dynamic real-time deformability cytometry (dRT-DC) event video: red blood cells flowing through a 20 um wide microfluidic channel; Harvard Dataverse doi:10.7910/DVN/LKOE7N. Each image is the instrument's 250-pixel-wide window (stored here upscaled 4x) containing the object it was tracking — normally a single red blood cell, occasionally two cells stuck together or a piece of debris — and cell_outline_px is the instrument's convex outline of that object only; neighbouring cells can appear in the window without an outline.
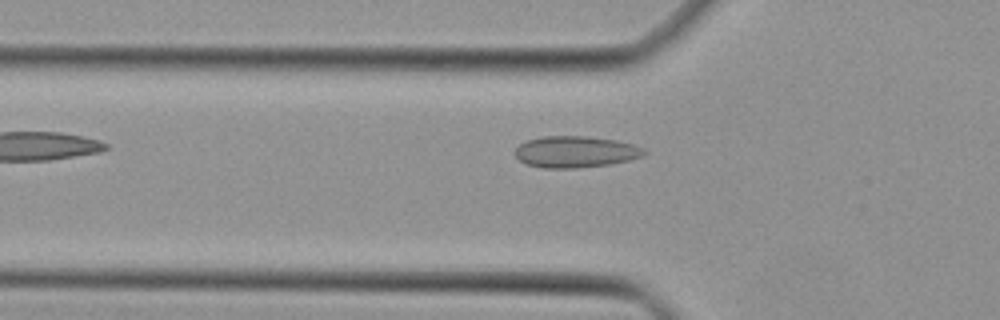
{"species": "Egyptian fruit bat (a non-hibernating species)", "species_latin": "Rousettus aegyptiacus", "temperature_condition": "cold", "stored_images_in_passage": 12, "camera_frame_rate_fps": 3000, "um_per_image_px": 0.085, "animal": {"sex": "female"}, "frame": {"image": 1, "passage_image": 4, "time_ms": 1.0, "image_size_px": [1000, 320], "cell_outline_px": [[648, 152], [644, 156], [612, 164], [576, 168], [544, 168], [528, 164], [520, 160], [516, 156], [516, 148], [520, 144], [528, 140], [544, 136], [588, 136], [616, 140], [632, 144], [644, 148]], "centroid_in_image_um": [48.97, 12.9], "position_along_channel_um": 76.8, "area_um2": 23.64}}
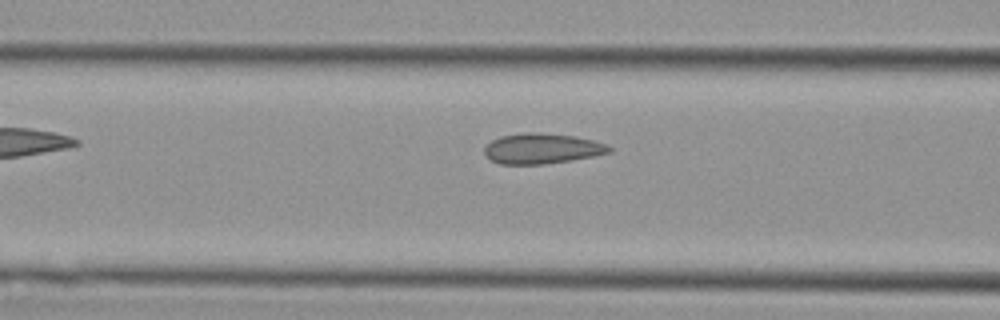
{"frame": {"image": 2, "passage_image": 7, "time_ms": 2.0, "image_size_px": [1000, 320], "cell_outline_px": [[612, 152], [592, 156], [544, 164], [500, 164], [492, 160], [484, 152], [484, 148], [492, 140], [500, 136], [524, 132], [540, 132], [576, 136], [592, 140], [604, 144], [612, 148]], "centroid_in_image_um": [46.05, 12.61], "position_along_channel_um": 120.5, "area_um2": 21.91}}
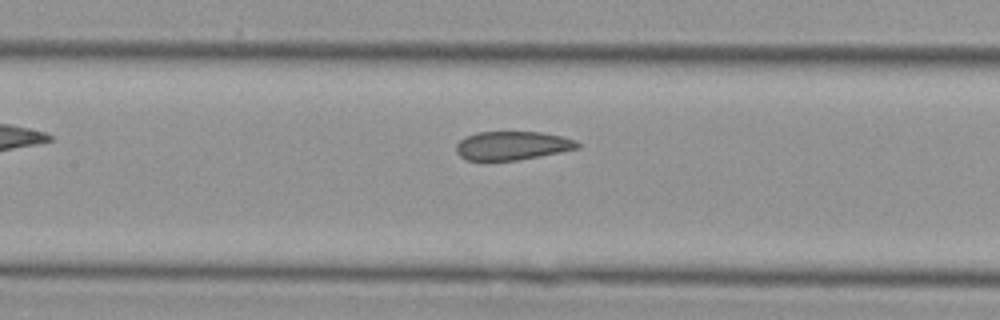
{"frame": {"image": 3, "passage_image": 10, "time_ms": 3.0, "image_size_px": [1000, 320], "cell_outline_px": [[580, 148], [560, 152], [516, 160], [468, 160], [460, 156], [456, 152], [456, 144], [460, 140], [476, 132], [540, 132], [560, 136], [576, 140], [580, 144]], "centroid_in_image_um": [43.54, 12.37], "position_along_channel_um": 163.9, "area_um2": 20.06}}